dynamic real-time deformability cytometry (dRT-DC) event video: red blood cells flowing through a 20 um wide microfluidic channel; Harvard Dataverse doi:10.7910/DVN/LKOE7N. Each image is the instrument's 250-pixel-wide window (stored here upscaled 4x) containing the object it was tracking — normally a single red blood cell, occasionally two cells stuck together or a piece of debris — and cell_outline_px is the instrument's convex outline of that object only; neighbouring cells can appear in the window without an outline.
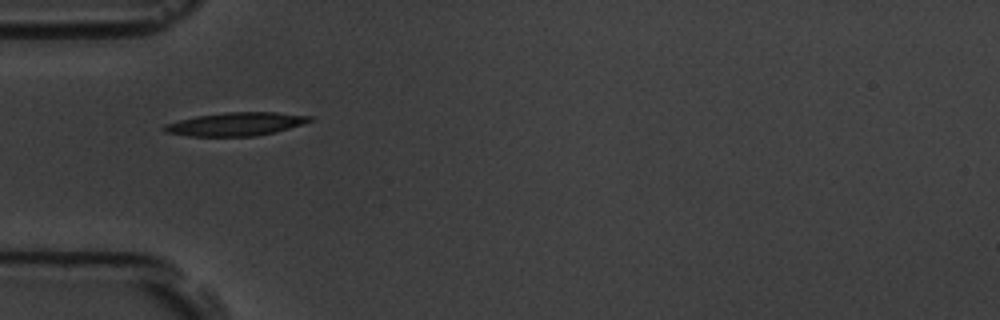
{"species": "common noctule bat (a hibernating species)", "species_latin": "Nyctalus noctula", "temperature_condition": "room temperature", "stored_images_in_passage": 6, "camera_frame_rate_fps": 3000, "um_per_image_px": 0.085, "animal": {"sex": "male", "body_mass_g": 19.5, "forearm_length_mm": 54.6}, "frame": {"image": 1, "passage_image": 5, "time_ms": 5.667, "image_size_px": [1000, 320], "cell_outline_px": [[312, 120], [276, 132], [256, 136], [188, 136], [164, 132], [160, 128], [164, 124], [196, 116], [224, 112], [276, 112], [312, 116]], "centroid_in_image_um": [19.99, 10.54], "position_along_channel_um": 65.0, "area_um2": 19.77}}
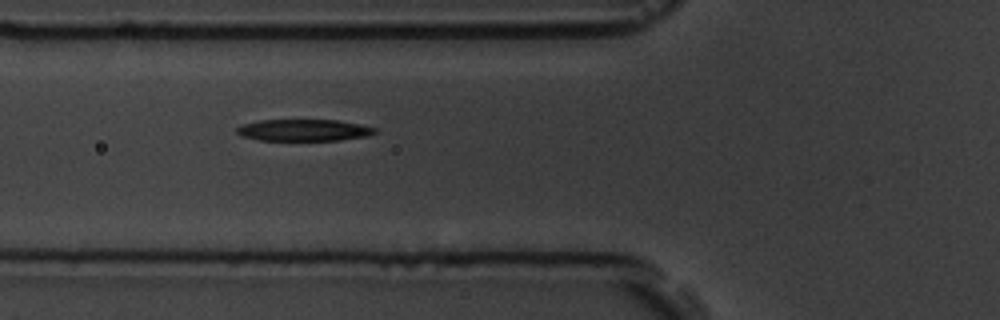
{"frame": {"image": 2, "passage_image": 6, "time_ms": 6.667, "image_size_px": [1000, 320], "cell_outline_px": [[376, 132], [368, 136], [340, 140], [260, 140], [240, 136], [236, 132], [236, 128], [240, 124], [260, 120], [336, 120], [360, 124], [376, 128]], "centroid_in_image_um": [25.79, 11.06], "position_along_channel_um": 100.0, "area_um2": 17.51}}